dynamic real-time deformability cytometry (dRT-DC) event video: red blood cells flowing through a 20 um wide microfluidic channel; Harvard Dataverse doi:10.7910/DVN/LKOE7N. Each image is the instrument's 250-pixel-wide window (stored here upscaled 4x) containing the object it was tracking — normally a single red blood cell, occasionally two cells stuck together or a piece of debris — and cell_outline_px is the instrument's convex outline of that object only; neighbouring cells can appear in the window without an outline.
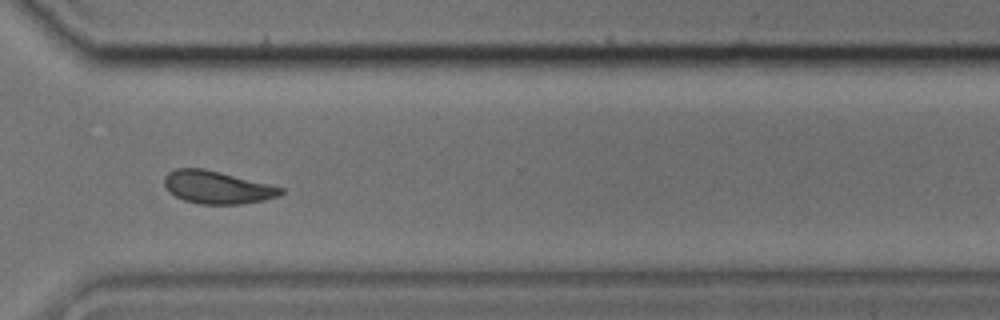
{"species": "common noctule bat (a hibernating species)", "species_latin": "Nyctalus noctula", "temperature_condition": "cold", "stored_images_in_passage": 51, "camera_frame_rate_fps": 3000, "um_per_image_px": 0.085, "animal": {"sex": "male", "body_mass_g": 17.9, "forearm_length_mm": 54.2}, "frame": {"image": 1, "passage_image": 37, "time_ms": 12.0, "image_size_px": [1000, 320], "cell_outline_px": [[284, 192], [280, 196], [264, 200], [240, 204], [200, 204], [184, 200], [176, 196], [164, 184], [164, 176], [168, 172], [176, 168], [204, 168], [284, 188]], "centroid_in_image_um": [18.47, 15.92], "position_along_channel_um": 352.1, "area_um2": 22.02}}